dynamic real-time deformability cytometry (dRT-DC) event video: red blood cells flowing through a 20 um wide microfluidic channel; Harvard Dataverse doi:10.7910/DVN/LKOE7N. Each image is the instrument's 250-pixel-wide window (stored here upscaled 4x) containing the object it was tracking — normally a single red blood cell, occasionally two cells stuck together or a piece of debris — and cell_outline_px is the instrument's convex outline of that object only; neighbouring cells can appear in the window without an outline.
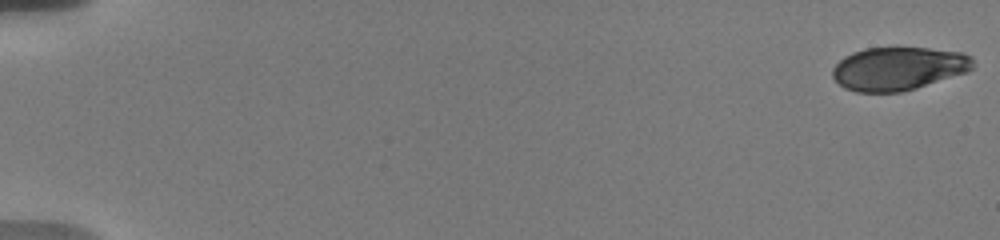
{"species": "human", "species_latin": "Homo sapiens", "temperature_condition": "warm", "stored_images_in_passage": 6, "camera_frame_rate_fps": 3000, "um_per_image_px": 0.085, "donor": {"sex": "male"}, "frame": {"image": 1, "passage_image": 1, "time_ms": 0.0, "image_size_px": [1000, 240], "cell_outline_px": [[972, 68], [968, 72], [916, 88], [900, 92], [856, 92], [844, 88], [832, 76], [832, 68], [844, 56], [852, 52], [864, 48], [928, 48], [964, 52], [972, 56]], "centroid_in_image_um": [76.36, 5.82], "position_along_channel_um": 8.6, "area_um2": 35.49}}